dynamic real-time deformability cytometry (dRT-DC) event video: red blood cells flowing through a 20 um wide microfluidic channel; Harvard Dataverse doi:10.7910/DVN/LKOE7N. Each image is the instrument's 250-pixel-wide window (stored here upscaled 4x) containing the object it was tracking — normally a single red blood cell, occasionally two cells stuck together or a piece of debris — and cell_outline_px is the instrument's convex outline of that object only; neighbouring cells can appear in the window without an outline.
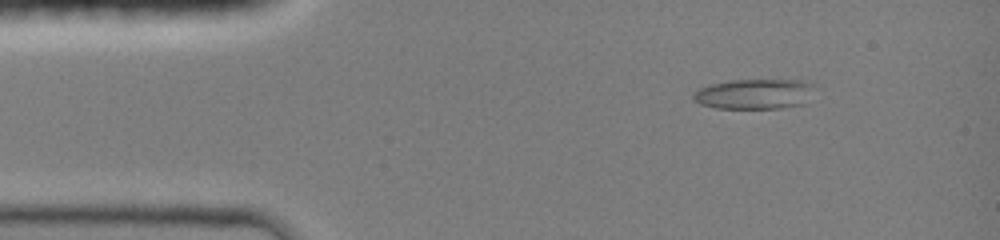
{"species": "common noctule bat (a hibernating species)", "species_latin": "Nyctalus noctula", "temperature_condition": "room temperature", "stored_images_in_passage": 5, "camera_frame_rate_fps": 3000, "um_per_image_px": 0.085, "animal": {"sex": "female", "body_mass_g": 19.0, "forearm_length_mm": 51.5}, "frame": {"image": 1, "passage_image": 2, "time_ms": 0.333, "image_size_px": [1000, 240], "cell_outline_px": [[812, 84], [804, 104], [784, 108], [716, 108], [700, 104], [692, 100], [692, 96], [700, 88], [712, 84], [732, 80], [800, 80]], "centroid_in_image_um": [64.06, 8.0], "position_along_channel_um": 20.9, "area_um2": 20.92}}
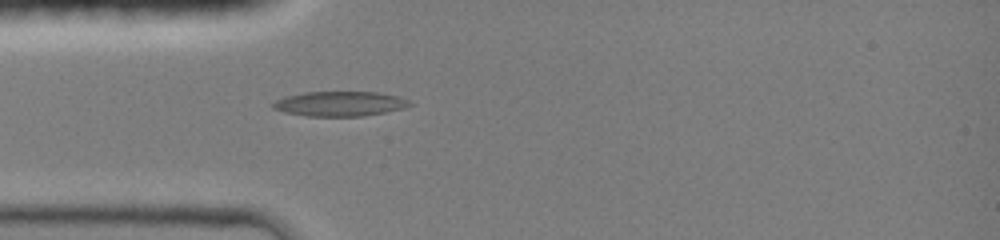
{"frame": {"image": 2, "passage_image": 5, "time_ms": 1.333, "image_size_px": [1000, 240], "cell_outline_px": [[412, 104], [404, 108], [384, 112], [360, 116], [308, 116], [284, 112], [272, 108], [272, 104], [276, 100], [284, 96], [304, 92], [376, 92], [400, 96], [408, 100]], "centroid_in_image_um": [28.86, 8.81], "position_along_channel_um": 56.1, "area_um2": 19.71}}